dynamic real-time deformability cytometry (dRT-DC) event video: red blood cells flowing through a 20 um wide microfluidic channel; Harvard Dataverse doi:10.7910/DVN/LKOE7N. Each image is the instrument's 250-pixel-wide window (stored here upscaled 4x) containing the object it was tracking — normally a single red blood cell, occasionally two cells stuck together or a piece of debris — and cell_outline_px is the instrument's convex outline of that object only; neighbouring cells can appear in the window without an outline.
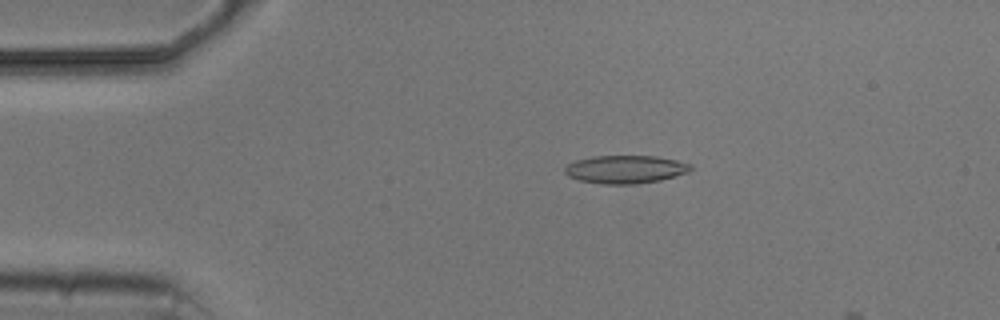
{"species": "common noctule bat (a hibernating species)", "species_latin": "Nyctalus noctula", "temperature_condition": "cold", "stored_images_in_passage": 4, "camera_frame_rate_fps": 3000, "um_per_image_px": 0.085, "animal": {"sex": "male", "body_mass_g": 20.5, "forearm_length_mm": 52.5}, "frame": {"image": 1, "passage_image": 3, "time_ms": 2.333, "image_size_px": [1000, 320], "cell_outline_px": [[692, 168], [688, 172], [660, 180], [636, 184], [600, 184], [580, 180], [568, 176], [564, 172], [564, 168], [568, 164], [576, 160], [592, 156], [656, 156], [676, 160], [692, 164]], "centroid_in_image_um": [53.15, 14.39], "position_along_channel_um": 31.9, "area_um2": 20.58}}